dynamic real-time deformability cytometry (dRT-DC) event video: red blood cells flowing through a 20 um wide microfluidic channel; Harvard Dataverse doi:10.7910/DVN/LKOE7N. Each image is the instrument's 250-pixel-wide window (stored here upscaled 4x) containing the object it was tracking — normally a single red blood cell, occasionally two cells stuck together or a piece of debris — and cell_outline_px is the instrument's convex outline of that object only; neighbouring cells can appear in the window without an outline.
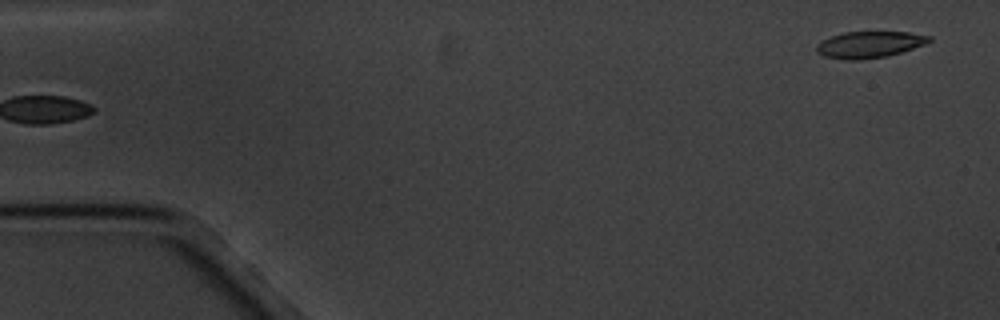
{"species": "common noctule bat (a hibernating species)", "species_latin": "Nyctalus noctula", "temperature_condition": "cold", "stored_images_in_passage": 5, "segment_of_instrument_passage": [2, 2], "camera_frame_rate_fps": 3000, "um_per_image_px": 0.085, "animal": {"sex": "male", "body_mass_g": 20.1, "forearm_length_mm": 53.5}, "frame": {"image": 1, "passage_image": 5, "time_ms": 5.667, "image_size_px": [1000, 320], "cell_outline_px": [[932, 40], [924, 44], [888, 56], [860, 60], [844, 60], [824, 56], [816, 52], [816, 44], [832, 36], [844, 32], [908, 32], [932, 36]], "centroid_in_image_um": [73.88, 3.79], "position_along_channel_um": 11.1, "area_um2": 17.34}}